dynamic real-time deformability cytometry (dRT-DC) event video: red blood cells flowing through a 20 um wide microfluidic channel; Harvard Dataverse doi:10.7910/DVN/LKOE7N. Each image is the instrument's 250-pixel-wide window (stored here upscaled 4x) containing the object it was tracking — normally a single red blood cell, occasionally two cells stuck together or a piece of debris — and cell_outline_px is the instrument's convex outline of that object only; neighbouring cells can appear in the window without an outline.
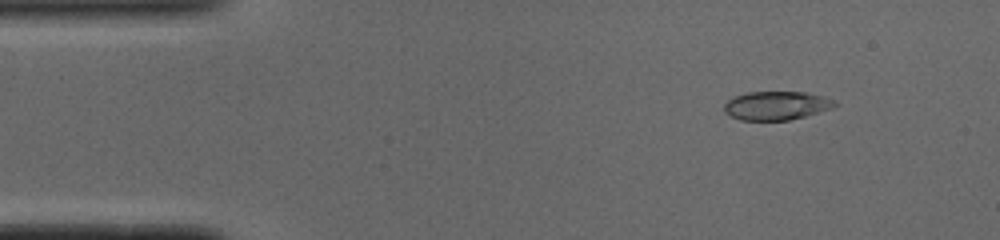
{"species": "common noctule bat (a hibernating species)", "species_latin": "Nyctalus noctula", "temperature_condition": "cold", "stored_images_in_passage": 51, "camera_frame_rate_fps": 3000, "um_per_image_px": 0.085, "animal": {"sex": "male", "body_mass_g": 19.0, "forearm_length_mm": 50.8}, "frame": {"image": 1, "passage_image": 6, "time_ms": 1.667, "image_size_px": [1000, 240], "cell_outline_px": [[836, 104], [832, 108], [804, 116], [788, 120], [740, 120], [724, 112], [724, 104], [728, 100], [736, 96], [748, 92], [804, 92], [820, 96], [832, 100]], "centroid_in_image_um": [65.94, 8.98], "position_along_channel_um": 19.1, "area_um2": 18.09}}
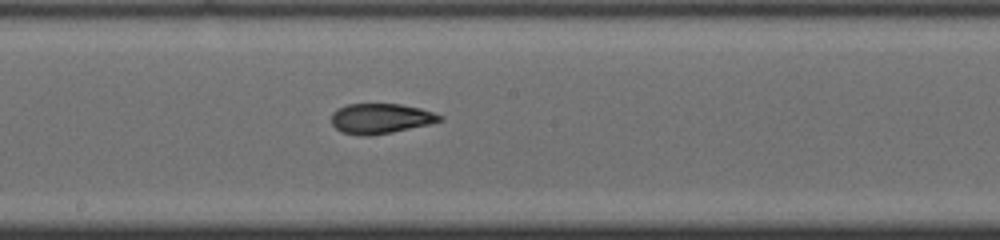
{"frame": {"image": 2, "passage_image": 27, "time_ms": 8.667, "image_size_px": [1000, 240], "cell_outline_px": [[444, 120], [428, 124], [392, 132], [368, 136], [360, 136], [340, 132], [332, 124], [332, 112], [348, 104], [400, 104], [420, 108], [444, 116]], "centroid_in_image_um": [32.35, 10.08], "position_along_channel_um": 215.8, "area_um2": 18.96}}
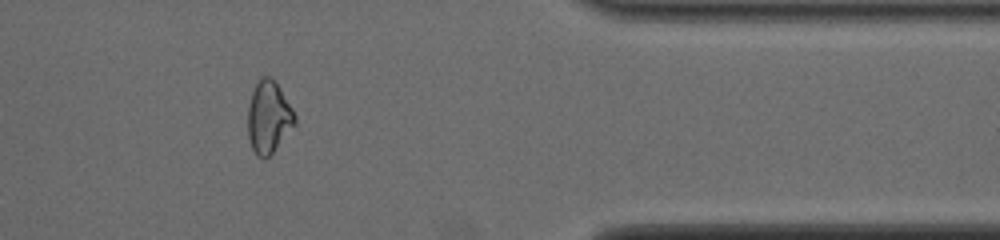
{"frame": {"image": 3, "passage_image": 42, "time_ms": 13.667, "image_size_px": [1000, 240], "cell_outline_px": [[296, 124], [272, 152], [264, 160], [256, 156], [252, 148], [248, 136], [248, 108], [252, 92], [260, 76], [268, 76], [280, 88], [292, 108], [296, 116]], "centroid_in_image_um": [22.83, 9.98], "position_along_channel_um": 388.6, "area_um2": 19.59}, "authors_computed_cell_mechanics": {"area_um2": 19.3052, "velocity_mm_per_s": 3.9119, "shape_relaxation_time_tau1_ms": 9.2976, "shape_relaxation_time_tau2_ms": 2.5621, "deformation_change_tau1": 0.2068, "deformation_change_tau2": 0.0925}}